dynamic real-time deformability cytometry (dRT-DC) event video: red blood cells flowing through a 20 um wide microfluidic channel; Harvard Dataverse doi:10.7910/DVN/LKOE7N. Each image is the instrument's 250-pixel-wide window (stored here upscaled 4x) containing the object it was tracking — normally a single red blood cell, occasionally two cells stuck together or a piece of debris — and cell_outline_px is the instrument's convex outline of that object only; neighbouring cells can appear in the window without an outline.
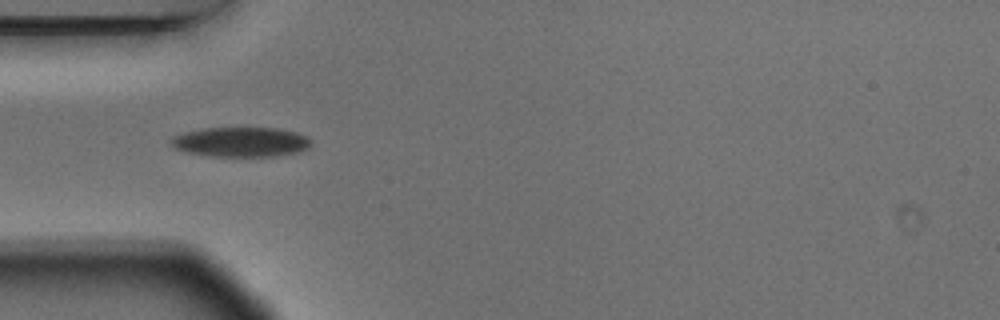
{"species": "Egyptian fruit bat (a non-hibernating species)", "species_latin": "Rousettus aegyptiacus", "temperature_condition": "warm", "stored_images_in_passage": 4, "camera_frame_rate_fps": 3000, "um_per_image_px": 0.085, "animal": {"sex": "male"}, "frame": {"image": 1, "passage_image": 3, "time_ms": 0.667, "image_size_px": [1000, 320], "cell_outline_px": [[312, 140], [308, 148], [296, 152], [272, 156], [208, 156], [188, 152], [176, 148], [168, 140], [172, 136], [184, 132], [204, 128], [276, 128], [296, 132]], "centroid_in_image_um": [20.44, 12.06], "position_along_channel_um": 64.6, "area_um2": 24.1}}
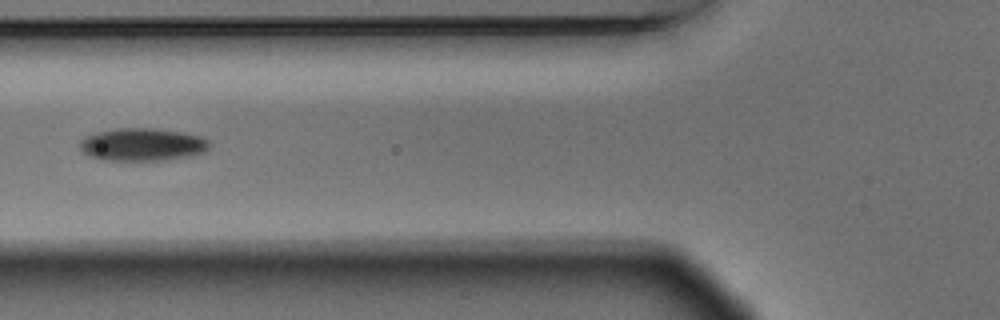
{"frame": {"image": 2, "passage_image": 4, "time_ms": 1.0, "image_size_px": [1000, 320], "cell_outline_px": [[212, 144], [204, 152], [188, 156], [160, 160], [104, 160], [88, 156], [80, 148], [80, 140], [84, 136], [96, 132], [120, 128], [152, 128], [184, 132], [200, 136], [208, 140]], "centroid_in_image_um": [12.09, 12.27], "position_along_channel_um": 113.7, "area_um2": 24.74}}